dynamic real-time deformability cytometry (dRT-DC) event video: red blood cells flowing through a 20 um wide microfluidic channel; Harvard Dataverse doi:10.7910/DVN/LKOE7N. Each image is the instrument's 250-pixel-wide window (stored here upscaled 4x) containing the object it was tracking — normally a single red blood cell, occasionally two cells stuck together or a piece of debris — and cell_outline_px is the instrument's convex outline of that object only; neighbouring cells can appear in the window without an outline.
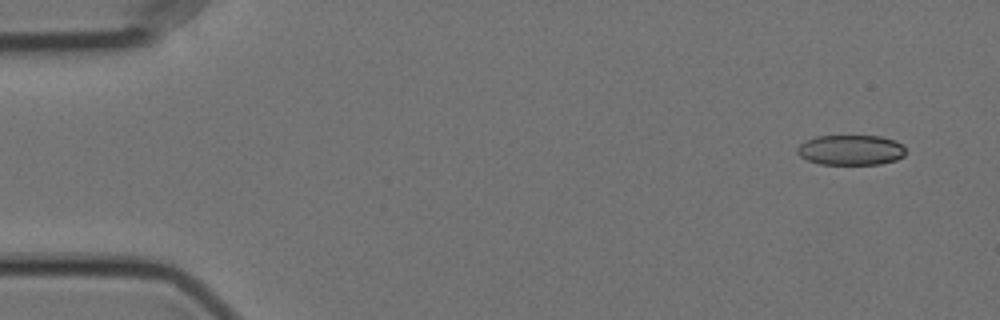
{"species": "Egyptian fruit bat (a non-hibernating species)", "species_latin": "Rousettus aegyptiacus", "temperature_condition": "cold", "stored_images_in_passage": 18, "camera_frame_rate_fps": 3000, "um_per_image_px": 0.085, "animal": {"sex": "female"}, "frame": {"image": 1, "passage_image": 1, "time_ms": 0.0, "image_size_px": [1000, 320], "cell_outline_px": [[904, 156], [896, 160], [880, 164], [820, 164], [808, 160], [800, 156], [796, 152], [796, 148], [804, 140], [816, 136], [880, 136], [896, 140], [904, 148]], "centroid_in_image_um": [72.29, 12.74], "position_along_channel_um": 12.7, "area_um2": 19.13}}
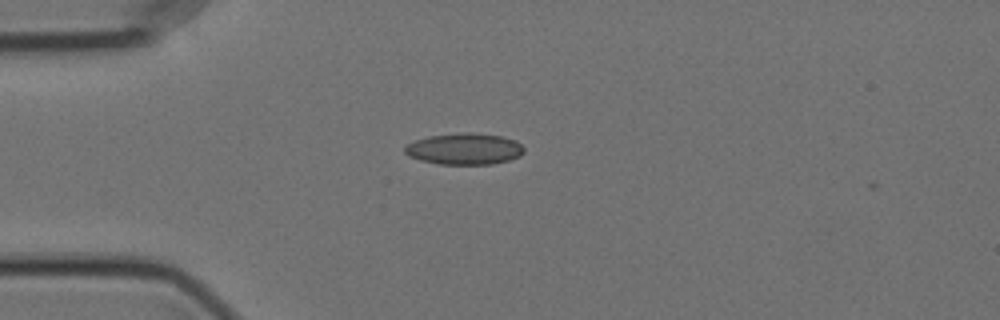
{"frame": {"image": 2, "passage_image": 12, "time_ms": 3.667, "image_size_px": [1000, 320], "cell_outline_px": [[524, 152], [520, 156], [508, 160], [492, 164], [440, 164], [420, 160], [408, 156], [404, 152], [404, 148], [408, 144], [416, 140], [428, 136], [464, 132], [468, 132], [500, 136], [516, 140], [524, 148]], "centroid_in_image_um": [39.47, 12.66], "position_along_channel_um": 45.5, "area_um2": 21.73}}
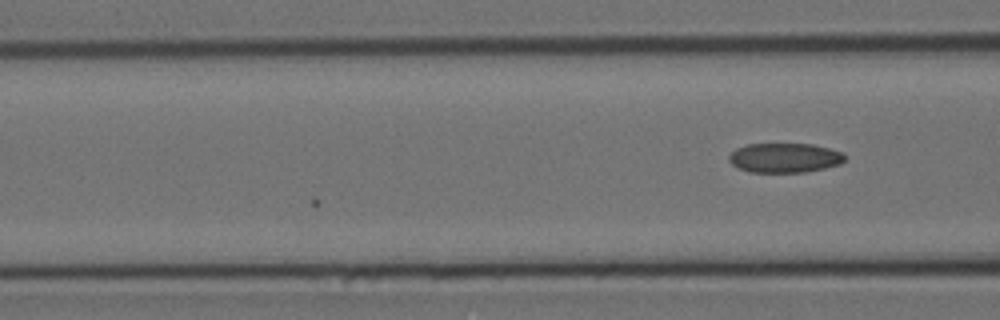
{"frame": {"image": 3, "passage_image": 18, "time_ms": 5.667, "image_size_px": [1000, 320], "cell_outline_px": [[844, 160], [840, 164], [824, 168], [804, 172], [748, 172], [732, 164], [728, 160], [728, 156], [736, 148], [748, 144], [812, 144], [844, 152]], "centroid_in_image_um": [66.68, 13.41], "position_along_channel_um": 99.9, "area_um2": 19.88}}